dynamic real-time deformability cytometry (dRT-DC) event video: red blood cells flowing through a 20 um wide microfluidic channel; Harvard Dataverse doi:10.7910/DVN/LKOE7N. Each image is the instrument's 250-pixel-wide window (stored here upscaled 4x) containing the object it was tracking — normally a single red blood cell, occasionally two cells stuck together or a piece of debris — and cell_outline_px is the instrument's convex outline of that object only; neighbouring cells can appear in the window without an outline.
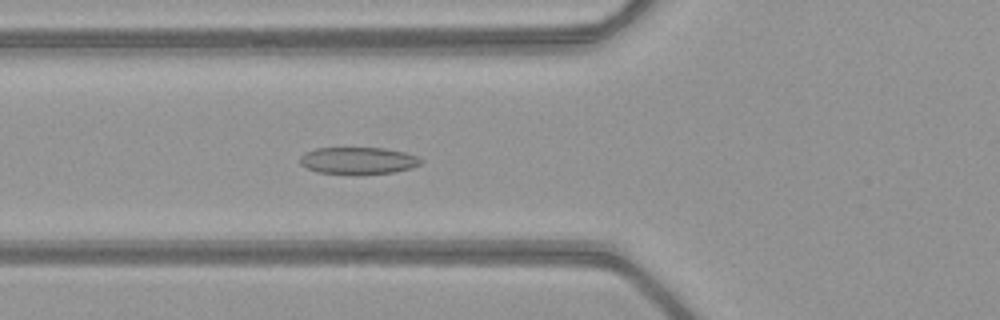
{"species": "common noctule bat (a hibernating species)", "species_latin": "Nyctalus noctula", "temperature_condition": "warm", "stored_images_in_passage": 51, "camera_frame_rate_fps": 3000, "um_per_image_px": 0.085, "animal": {"sex": "female", "body_mass_g": 21.9}, "frame": {"image": 1, "passage_image": 19, "time_ms": 6.0, "image_size_px": [1000, 320], "cell_outline_px": [[424, 160], [420, 164], [412, 168], [392, 172], [360, 176], [352, 176], [316, 172], [300, 164], [300, 156], [304, 152], [316, 148], [384, 148], [404, 152], [416, 156]], "centroid_in_image_um": [30.42, 13.68], "position_along_channel_um": 95.4, "area_um2": 19.59}}
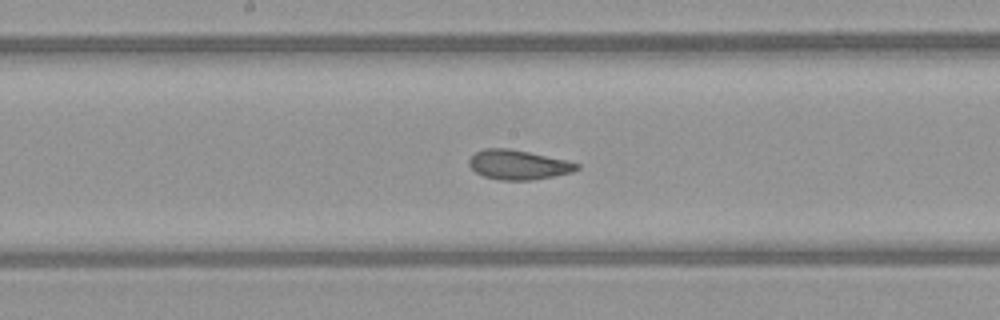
{"frame": {"image": 2, "passage_image": 27, "time_ms": 8.667, "image_size_px": [1000, 320], "cell_outline_px": [[580, 168], [572, 172], [532, 180], [500, 180], [484, 176], [476, 172], [468, 164], [468, 160], [476, 152], [484, 148], [508, 148], [568, 160], [580, 164]], "centroid_in_image_um": [44.06, 14.0], "position_along_channel_um": 204.1, "area_um2": 18.5}}
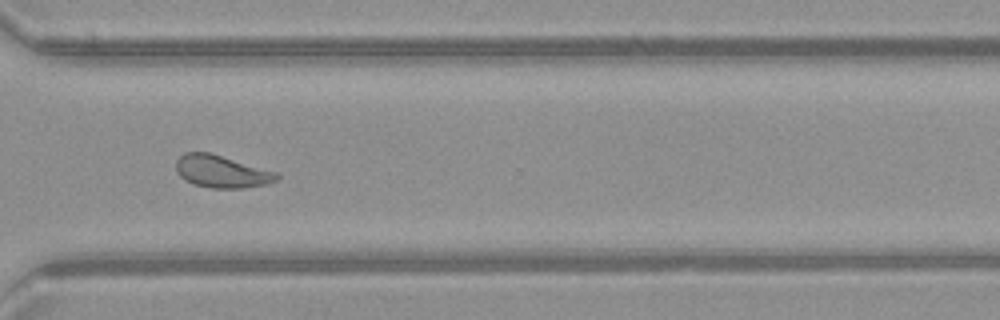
{"frame": {"image": 3, "passage_image": 38, "time_ms": 12.333, "image_size_px": [1000, 320], "cell_outline_px": [[280, 176], [276, 180], [268, 184], [244, 188], [212, 188], [196, 184], [184, 180], [176, 172], [176, 160], [184, 152], [212, 152], [280, 172]], "centroid_in_image_um": [18.88, 14.56], "position_along_channel_um": 351.7, "area_um2": 19.48}, "authors_computed_cell_mechanics": {"area_um2": 19.5942, "velocity_mm_per_s": 4.0378, "shape_relaxation_time_tau1_ms": 6.0628, "shape_relaxation_time_tau2_ms": 1.0614, "deformation_change_tau1": 0.1288, "deformation_change_tau2": 0.063}}